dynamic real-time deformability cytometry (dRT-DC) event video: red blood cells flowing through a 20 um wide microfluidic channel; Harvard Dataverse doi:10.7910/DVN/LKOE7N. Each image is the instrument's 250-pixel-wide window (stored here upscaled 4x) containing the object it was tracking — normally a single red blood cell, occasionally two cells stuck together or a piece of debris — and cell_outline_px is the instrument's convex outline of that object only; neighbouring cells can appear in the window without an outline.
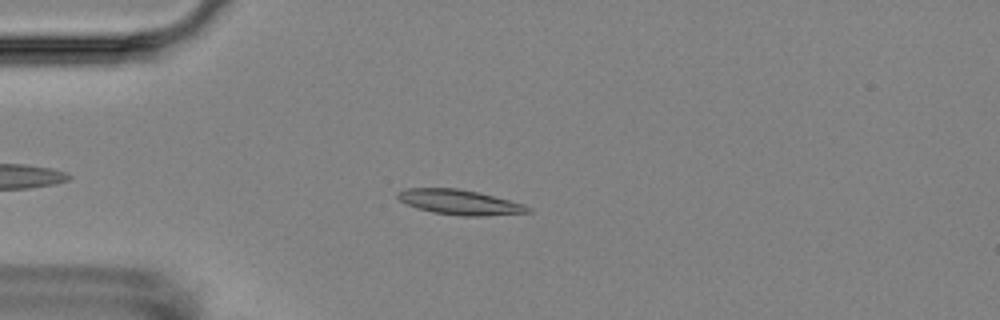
{"species": "Egyptian fruit bat (a non-hibernating species)", "species_latin": "Rousettus aegyptiacus", "temperature_condition": "room temperature", "stored_images_in_passage": 3, "camera_frame_rate_fps": 3000, "um_per_image_px": 0.085, "animal": {"sex": "female"}, "frame": {"image": 1, "passage_image": 2, "time_ms": 1.333, "image_size_px": [1000, 320], "cell_outline_px": [[532, 212], [484, 216], [460, 216], [432, 212], [416, 208], [400, 200], [396, 196], [396, 192], [408, 188], [456, 188], [476, 192], [524, 204], [532, 208]], "centroid_in_image_um": [39.06, 17.19], "position_along_channel_um": 45.9, "area_um2": 18.84}}